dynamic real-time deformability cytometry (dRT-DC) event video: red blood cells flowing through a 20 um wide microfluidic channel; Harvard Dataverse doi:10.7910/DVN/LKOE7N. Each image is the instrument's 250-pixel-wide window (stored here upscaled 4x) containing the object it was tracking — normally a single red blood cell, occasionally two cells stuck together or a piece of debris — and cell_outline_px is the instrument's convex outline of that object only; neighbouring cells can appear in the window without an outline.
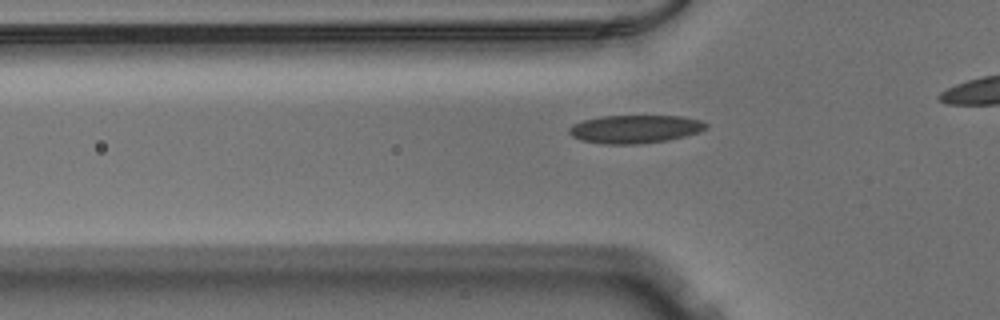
{"species": "Egyptian fruit bat (a non-hibernating species)", "species_latin": "Rousettus aegyptiacus", "temperature_condition": "warm", "stored_images_in_passage": 34, "camera_frame_rate_fps": 3000, "um_per_image_px": 0.085, "animal": {"sex": "male"}, "frame": {"image": 1, "passage_image": 9, "time_ms": 2.667, "image_size_px": [1000, 320], "cell_outline_px": [[708, 128], [700, 132], [668, 140], [640, 144], [604, 144], [580, 140], [572, 136], [568, 132], [568, 128], [572, 124], [584, 120], [600, 116], [680, 116], [700, 120], [708, 124]], "centroid_in_image_um": [53.97, 10.97], "position_along_channel_um": 71.8, "area_um2": 22.6}}
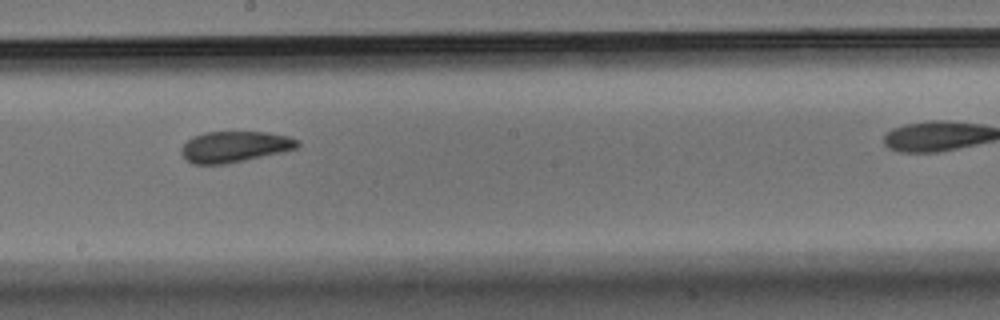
{"frame": {"image": 2, "passage_image": 21, "time_ms": 6.667, "image_size_px": [1000, 320], "cell_outline_px": [[300, 144], [296, 148], [280, 152], [244, 160], [224, 164], [192, 164], [180, 152], [180, 148], [192, 136], [204, 132], [268, 132], [288, 136], [300, 140]], "centroid_in_image_um": [19.93, 12.46], "position_along_channel_um": 228.3, "area_um2": 20.87}}
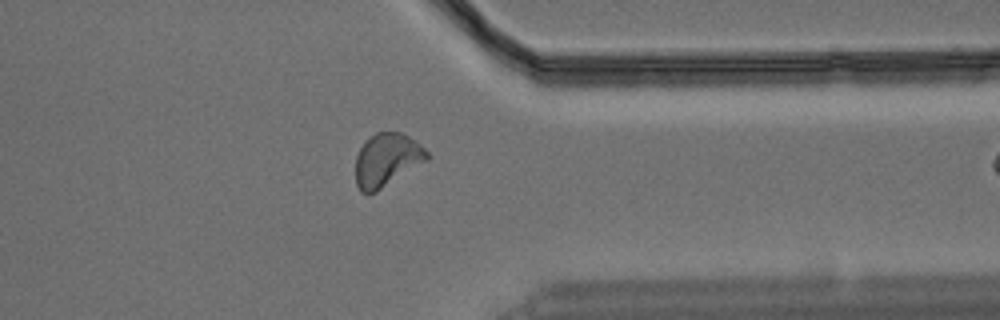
{"frame": {"image": 3, "passage_image": 33, "time_ms": 10.667, "image_size_px": [1000, 320], "cell_outline_px": [[428, 160], [376, 192], [360, 192], [356, 184], [356, 156], [360, 148], [376, 132], [400, 132], [416, 140], [428, 152]], "centroid_in_image_um": [32.89, 13.6], "position_along_channel_um": 378.5, "area_um2": 21.91}}